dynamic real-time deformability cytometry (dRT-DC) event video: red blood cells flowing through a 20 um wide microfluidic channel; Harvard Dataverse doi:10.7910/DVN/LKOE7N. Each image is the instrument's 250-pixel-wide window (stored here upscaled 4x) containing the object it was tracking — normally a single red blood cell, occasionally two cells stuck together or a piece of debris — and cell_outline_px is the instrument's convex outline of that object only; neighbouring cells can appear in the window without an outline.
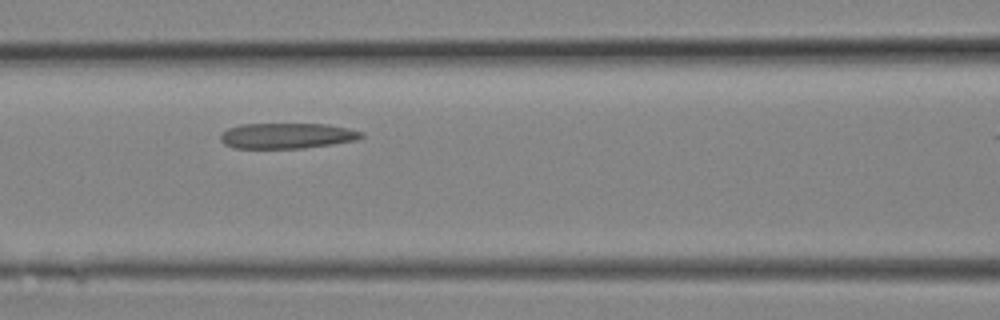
{"species": "Egyptian fruit bat (a non-hibernating species)", "species_latin": "Rousettus aegyptiacus", "temperature_condition": "room temperature", "stored_images_in_passage": 6, "segment_of_instrument_passage": [1, 2], "camera_frame_rate_fps": 3000, "um_per_image_px": 0.085, "animal": {"sex": "female"}, "frame": {"image": 1, "passage_image": 4, "time_ms": 1.0, "image_size_px": [1000, 320], "cell_outline_px": [[364, 136], [356, 140], [332, 144], [304, 148], [232, 148], [224, 144], [220, 140], [220, 136], [228, 128], [240, 124], [328, 124], [348, 128], [364, 132]], "centroid_in_image_um": [24.4, 11.54], "position_along_channel_um": 142.2, "area_um2": 21.04}}
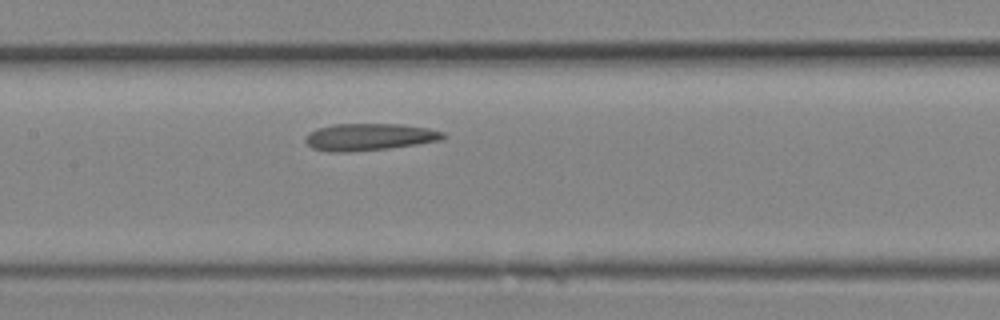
{"frame": {"image": 2, "passage_image": 5, "time_ms": 1.333, "image_size_px": [1000, 320], "cell_outline_px": [[444, 140], [388, 148], [348, 152], [328, 152], [312, 148], [304, 140], [308, 132], [316, 128], [332, 124], [400, 124], [428, 128], [444, 132]], "centroid_in_image_um": [31.35, 11.64], "position_along_channel_um": 176.0, "area_um2": 21.79}}